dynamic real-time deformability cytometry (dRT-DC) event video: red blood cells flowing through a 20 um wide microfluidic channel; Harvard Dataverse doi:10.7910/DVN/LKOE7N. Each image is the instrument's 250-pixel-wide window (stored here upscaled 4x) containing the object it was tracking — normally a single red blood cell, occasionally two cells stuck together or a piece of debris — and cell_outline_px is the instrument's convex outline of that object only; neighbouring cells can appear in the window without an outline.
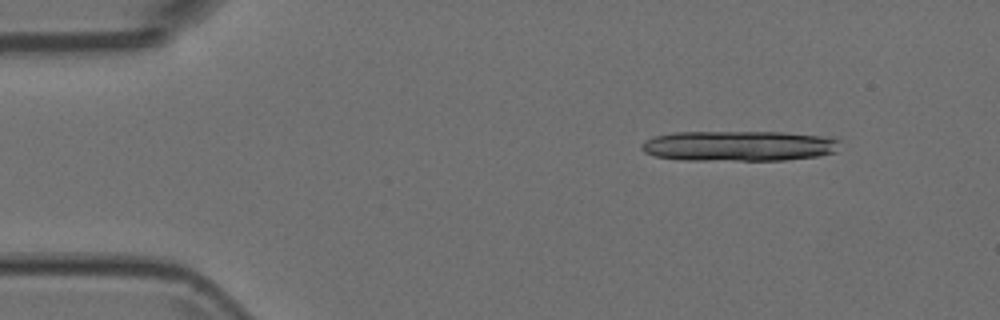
{"species": "Egyptian fruit bat (a non-hibernating species)", "species_latin": "Rousettus aegyptiacus", "temperature_condition": "room temperature", "stored_images_in_passage": 4, "camera_frame_rate_fps": 3000, "um_per_image_px": 0.085, "animal": {"sex": "female"}, "frame": {"image": 1, "passage_image": 2, "time_ms": 0.333, "image_size_px": [1000, 320], "cell_outline_px": [[840, 140], [836, 152], [820, 156], [784, 160], [688, 160], [656, 156], [644, 152], [640, 148], [640, 144], [644, 140], [656, 136], [672, 132], [784, 132], [824, 136]], "centroid_in_image_um": [62.81, 12.4], "position_along_channel_um": 22.2, "area_um2": 35.26}}